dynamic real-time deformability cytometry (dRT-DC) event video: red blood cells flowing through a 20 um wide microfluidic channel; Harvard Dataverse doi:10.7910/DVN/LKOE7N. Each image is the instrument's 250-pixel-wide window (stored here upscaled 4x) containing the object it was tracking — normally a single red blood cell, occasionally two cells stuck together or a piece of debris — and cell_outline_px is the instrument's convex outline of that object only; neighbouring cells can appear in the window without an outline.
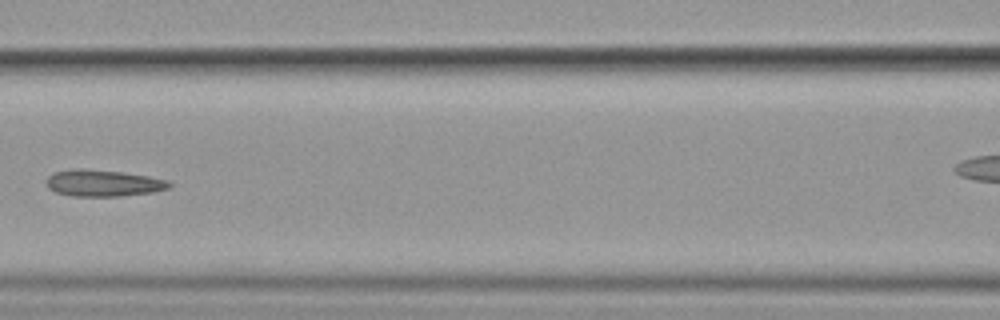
{"species": "common noctule bat (a hibernating species)", "species_latin": "Nyctalus noctula", "temperature_condition": "cold", "stored_images_in_passage": 7, "camera_frame_rate_fps": 3000, "um_per_image_px": 0.085, "animal": {"sex": "female", "body_mass_g": 19.9}, "frame": {"image": 1, "passage_image": 7, "time_ms": 7.0, "image_size_px": [1000, 320], "cell_outline_px": [[172, 184], [168, 188], [152, 192], [120, 196], [72, 196], [56, 192], [48, 188], [48, 176], [56, 172], [72, 168], [84, 168], [124, 172], [148, 176], [168, 180]], "centroid_in_image_um": [8.78, 15.55], "position_along_channel_um": 157.8, "area_um2": 19.02}}